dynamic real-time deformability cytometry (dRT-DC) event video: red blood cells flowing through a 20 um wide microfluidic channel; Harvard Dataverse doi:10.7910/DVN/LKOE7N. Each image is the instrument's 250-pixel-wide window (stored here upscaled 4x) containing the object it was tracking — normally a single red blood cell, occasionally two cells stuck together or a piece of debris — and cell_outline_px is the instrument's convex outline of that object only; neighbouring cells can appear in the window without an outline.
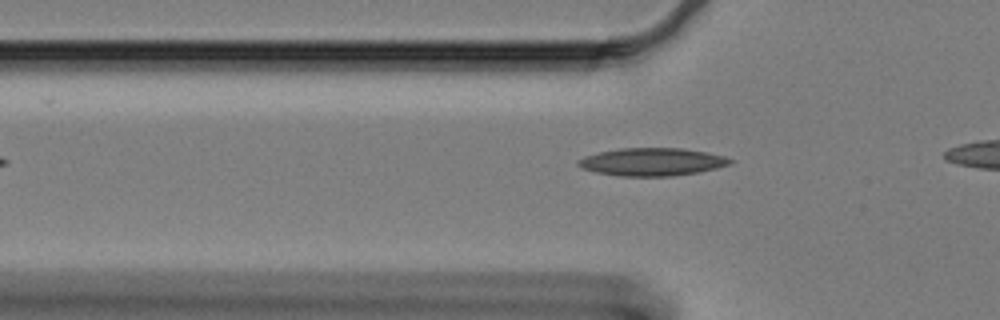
{"species": "Egyptian fruit bat (a non-hibernating species)", "species_latin": "Rousettus aegyptiacus", "temperature_condition": "cold", "stored_images_in_passage": 37, "camera_frame_rate_fps": 3000, "um_per_image_px": 0.085, "animal": {"sex": "female"}, "frame": {"image": 1, "passage_image": 4, "time_ms": 1.0, "image_size_px": [1000, 320], "cell_outline_px": [[736, 160], [732, 164], [700, 172], [672, 176], [620, 176], [596, 172], [580, 168], [576, 164], [576, 160], [600, 152], [620, 148], [684, 148], [708, 152], [724, 156]], "centroid_in_image_um": [55.47, 13.76], "position_along_channel_um": 70.3, "area_um2": 24.8}}
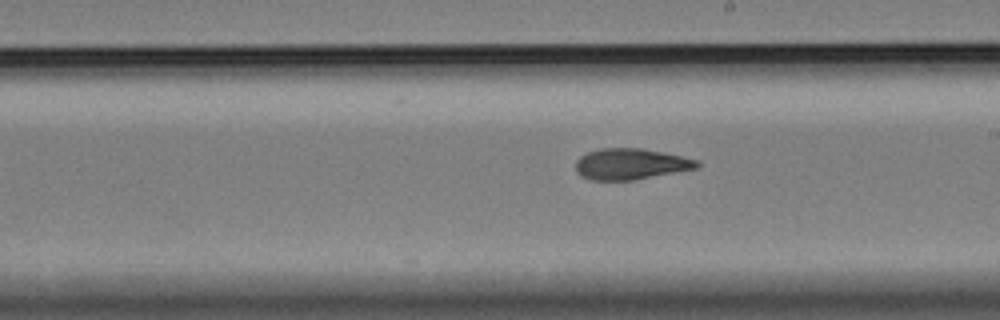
{"frame": {"image": 2, "passage_image": 19, "time_ms": 6.0, "image_size_px": [1000, 320], "cell_outline_px": [[700, 164], [696, 168], [632, 180], [592, 180], [580, 176], [576, 172], [576, 160], [580, 156], [588, 152], [600, 148], [640, 148], [680, 156], [696, 160]], "centroid_in_image_um": [53.53, 13.94], "position_along_channel_um": 235.5, "area_um2": 21.62}}
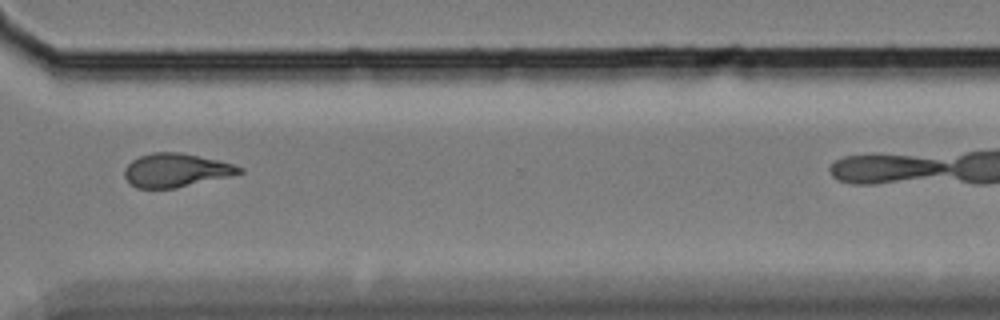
{"frame": {"image": 3, "passage_image": 30, "time_ms": 9.667, "image_size_px": [1000, 320], "cell_outline_px": [[244, 172], [232, 176], [176, 188], [136, 188], [124, 176], [124, 168], [132, 160], [140, 156], [152, 152], [180, 152], [216, 160], [232, 164], [244, 168]], "centroid_in_image_um": [14.96, 14.47], "position_along_channel_um": 355.6, "area_um2": 22.43}, "authors_computed_cell_mechanics": {"area_um2": 22.4842, "velocity_mm_per_s": 3.2802, "shape_relaxation_time_tau1_ms": null, "shape_relaxation_time_tau2_ms": 3.7443, "deformation_change_tau1": null, "deformation_change_tau2": 0.0978}}